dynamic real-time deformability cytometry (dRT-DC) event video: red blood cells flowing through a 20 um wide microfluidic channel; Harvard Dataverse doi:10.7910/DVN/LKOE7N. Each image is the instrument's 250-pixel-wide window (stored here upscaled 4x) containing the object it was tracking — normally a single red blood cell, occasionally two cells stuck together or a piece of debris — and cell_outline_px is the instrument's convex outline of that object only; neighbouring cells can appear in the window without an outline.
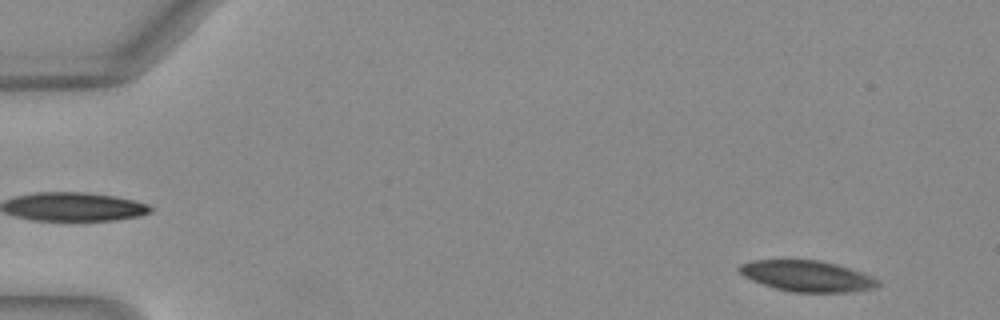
{"species": "Egyptian fruit bat (a non-hibernating species)", "species_latin": "Rousettus aegyptiacus", "temperature_condition": "warm", "stored_images_in_passage": 51, "camera_frame_rate_fps": 3000, "um_per_image_px": 0.085, "animal": {"sex": "female"}, "frame": {"image": 1, "passage_image": 4, "time_ms": 1.0, "image_size_px": [1000, 320], "cell_outline_px": [[880, 284], [876, 288], [852, 292], [792, 292], [776, 288], [752, 280], [744, 276], [736, 268], [740, 264], [752, 260], [820, 260], [836, 264], [872, 276], [880, 280]], "centroid_in_image_um": [68.62, 23.47], "position_along_channel_um": 16.4, "area_um2": 24.97}}
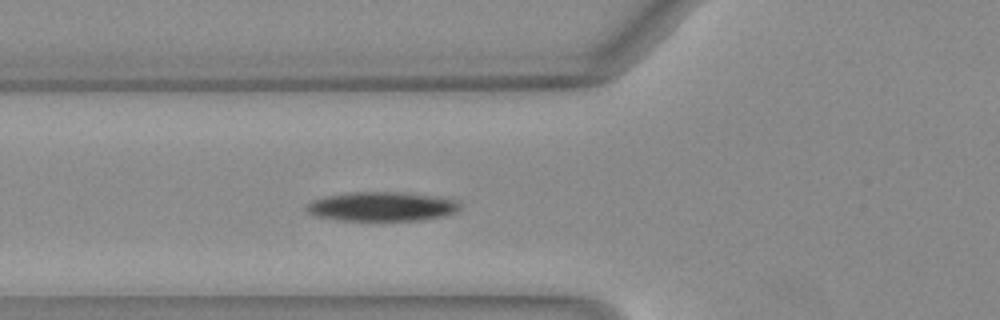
{"frame": {"image": 2, "passage_image": 19, "time_ms": 6.0, "image_size_px": [1000, 320], "cell_outline_px": [[460, 208], [456, 212], [444, 216], [420, 220], [384, 224], [336, 220], [316, 216], [308, 212], [304, 208], [308, 204], [316, 200], [328, 196], [348, 192], [400, 192], [456, 200], [460, 204]], "centroid_in_image_um": [32.44, 17.62], "position_along_channel_um": 93.4, "area_um2": 26.99}}
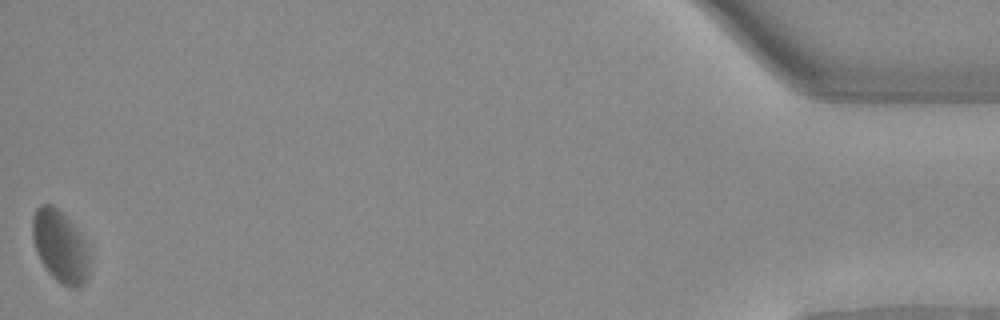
{"frame": {"image": 3, "passage_image": 51, "time_ms": 16.667, "image_size_px": [1000, 320], "cell_outline_px": [[92, 260], [88, 280], [84, 284], [76, 288], [72, 288], [56, 280], [52, 276], [40, 260], [36, 252], [32, 236], [32, 216], [36, 208], [40, 204], [48, 204], [56, 208], [80, 232], [88, 248]], "centroid_in_image_um": [5.15, 20.98], "position_along_channel_um": 430.1, "area_um2": 24.22}, "authors_computed_cell_mechanics": {"area_um2": 25.5476, "velocity_mm_per_s": 4.0081, "shape_relaxation_time_tau1_ms": 4.7687, "shape_relaxation_time_tau2_ms": null, "deformation_change_tau1": 0.151, "deformation_change_tau2": null}}